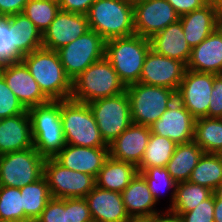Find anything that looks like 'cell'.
I'll return each instance as SVG.
<instances>
[{"mask_svg":"<svg viewBox=\"0 0 222 222\" xmlns=\"http://www.w3.org/2000/svg\"><path fill=\"white\" fill-rule=\"evenodd\" d=\"M208 117L222 118V74H214Z\"/></svg>","mask_w":222,"mask_h":222,"instance_id":"obj_42","label":"cell"},{"mask_svg":"<svg viewBox=\"0 0 222 222\" xmlns=\"http://www.w3.org/2000/svg\"><path fill=\"white\" fill-rule=\"evenodd\" d=\"M206 1H207V3L216 4L222 8V0H206Z\"/></svg>","mask_w":222,"mask_h":222,"instance_id":"obj_50","label":"cell"},{"mask_svg":"<svg viewBox=\"0 0 222 222\" xmlns=\"http://www.w3.org/2000/svg\"><path fill=\"white\" fill-rule=\"evenodd\" d=\"M214 201H222V182L214 189Z\"/></svg>","mask_w":222,"mask_h":222,"instance_id":"obj_48","label":"cell"},{"mask_svg":"<svg viewBox=\"0 0 222 222\" xmlns=\"http://www.w3.org/2000/svg\"><path fill=\"white\" fill-rule=\"evenodd\" d=\"M86 16L89 28L105 41L135 34L133 5L121 0H96Z\"/></svg>","mask_w":222,"mask_h":222,"instance_id":"obj_5","label":"cell"},{"mask_svg":"<svg viewBox=\"0 0 222 222\" xmlns=\"http://www.w3.org/2000/svg\"><path fill=\"white\" fill-rule=\"evenodd\" d=\"M150 48V39L136 34L105 41V57L125 87L139 83L144 59Z\"/></svg>","mask_w":222,"mask_h":222,"instance_id":"obj_2","label":"cell"},{"mask_svg":"<svg viewBox=\"0 0 222 222\" xmlns=\"http://www.w3.org/2000/svg\"><path fill=\"white\" fill-rule=\"evenodd\" d=\"M14 30L9 23V17H0V65L22 59V56L15 50Z\"/></svg>","mask_w":222,"mask_h":222,"instance_id":"obj_37","label":"cell"},{"mask_svg":"<svg viewBox=\"0 0 222 222\" xmlns=\"http://www.w3.org/2000/svg\"><path fill=\"white\" fill-rule=\"evenodd\" d=\"M203 154L202 148L193 140L177 144L166 166L173 180L176 183L188 181Z\"/></svg>","mask_w":222,"mask_h":222,"instance_id":"obj_27","label":"cell"},{"mask_svg":"<svg viewBox=\"0 0 222 222\" xmlns=\"http://www.w3.org/2000/svg\"><path fill=\"white\" fill-rule=\"evenodd\" d=\"M20 188L0 186V220L2 222L25 221Z\"/></svg>","mask_w":222,"mask_h":222,"instance_id":"obj_35","label":"cell"},{"mask_svg":"<svg viewBox=\"0 0 222 222\" xmlns=\"http://www.w3.org/2000/svg\"><path fill=\"white\" fill-rule=\"evenodd\" d=\"M214 222H222V201H214Z\"/></svg>","mask_w":222,"mask_h":222,"instance_id":"obj_47","label":"cell"},{"mask_svg":"<svg viewBox=\"0 0 222 222\" xmlns=\"http://www.w3.org/2000/svg\"><path fill=\"white\" fill-rule=\"evenodd\" d=\"M176 146L169 138L151 133L142 161L137 166L138 171L156 166L166 167Z\"/></svg>","mask_w":222,"mask_h":222,"instance_id":"obj_33","label":"cell"},{"mask_svg":"<svg viewBox=\"0 0 222 222\" xmlns=\"http://www.w3.org/2000/svg\"><path fill=\"white\" fill-rule=\"evenodd\" d=\"M88 105L107 145L133 123L126 90L114 96L96 99Z\"/></svg>","mask_w":222,"mask_h":222,"instance_id":"obj_8","label":"cell"},{"mask_svg":"<svg viewBox=\"0 0 222 222\" xmlns=\"http://www.w3.org/2000/svg\"><path fill=\"white\" fill-rule=\"evenodd\" d=\"M186 69L222 74V25L191 50Z\"/></svg>","mask_w":222,"mask_h":222,"instance_id":"obj_23","label":"cell"},{"mask_svg":"<svg viewBox=\"0 0 222 222\" xmlns=\"http://www.w3.org/2000/svg\"><path fill=\"white\" fill-rule=\"evenodd\" d=\"M125 210L131 220L148 219L159 213L147 182L138 172L129 185L121 192Z\"/></svg>","mask_w":222,"mask_h":222,"instance_id":"obj_24","label":"cell"},{"mask_svg":"<svg viewBox=\"0 0 222 222\" xmlns=\"http://www.w3.org/2000/svg\"><path fill=\"white\" fill-rule=\"evenodd\" d=\"M213 73L186 69L176 92V98L195 118L208 117L213 87Z\"/></svg>","mask_w":222,"mask_h":222,"instance_id":"obj_12","label":"cell"},{"mask_svg":"<svg viewBox=\"0 0 222 222\" xmlns=\"http://www.w3.org/2000/svg\"><path fill=\"white\" fill-rule=\"evenodd\" d=\"M26 111L16 95L0 74V119L22 114Z\"/></svg>","mask_w":222,"mask_h":222,"instance_id":"obj_38","label":"cell"},{"mask_svg":"<svg viewBox=\"0 0 222 222\" xmlns=\"http://www.w3.org/2000/svg\"><path fill=\"white\" fill-rule=\"evenodd\" d=\"M59 11L58 0H28L23 13L43 34Z\"/></svg>","mask_w":222,"mask_h":222,"instance_id":"obj_34","label":"cell"},{"mask_svg":"<svg viewBox=\"0 0 222 222\" xmlns=\"http://www.w3.org/2000/svg\"><path fill=\"white\" fill-rule=\"evenodd\" d=\"M147 222H183L180 215L173 213L170 210L159 212L145 219Z\"/></svg>","mask_w":222,"mask_h":222,"instance_id":"obj_46","label":"cell"},{"mask_svg":"<svg viewBox=\"0 0 222 222\" xmlns=\"http://www.w3.org/2000/svg\"><path fill=\"white\" fill-rule=\"evenodd\" d=\"M185 71L183 62L158 54L150 48L144 59L139 83L162 86L177 92Z\"/></svg>","mask_w":222,"mask_h":222,"instance_id":"obj_15","label":"cell"},{"mask_svg":"<svg viewBox=\"0 0 222 222\" xmlns=\"http://www.w3.org/2000/svg\"><path fill=\"white\" fill-rule=\"evenodd\" d=\"M132 122L150 127L176 99V91L142 83L126 87Z\"/></svg>","mask_w":222,"mask_h":222,"instance_id":"obj_7","label":"cell"},{"mask_svg":"<svg viewBox=\"0 0 222 222\" xmlns=\"http://www.w3.org/2000/svg\"><path fill=\"white\" fill-rule=\"evenodd\" d=\"M204 153H222V118L201 117L195 119L194 139Z\"/></svg>","mask_w":222,"mask_h":222,"instance_id":"obj_29","label":"cell"},{"mask_svg":"<svg viewBox=\"0 0 222 222\" xmlns=\"http://www.w3.org/2000/svg\"><path fill=\"white\" fill-rule=\"evenodd\" d=\"M121 1L134 6L135 4H138V3L142 2L143 0H121Z\"/></svg>","mask_w":222,"mask_h":222,"instance_id":"obj_49","label":"cell"},{"mask_svg":"<svg viewBox=\"0 0 222 222\" xmlns=\"http://www.w3.org/2000/svg\"><path fill=\"white\" fill-rule=\"evenodd\" d=\"M45 159L34 147L0 155V186L21 188L43 177Z\"/></svg>","mask_w":222,"mask_h":222,"instance_id":"obj_9","label":"cell"},{"mask_svg":"<svg viewBox=\"0 0 222 222\" xmlns=\"http://www.w3.org/2000/svg\"><path fill=\"white\" fill-rule=\"evenodd\" d=\"M33 147L31 121L24 113L0 119V155Z\"/></svg>","mask_w":222,"mask_h":222,"instance_id":"obj_22","label":"cell"},{"mask_svg":"<svg viewBox=\"0 0 222 222\" xmlns=\"http://www.w3.org/2000/svg\"><path fill=\"white\" fill-rule=\"evenodd\" d=\"M180 217L183 222H214V194Z\"/></svg>","mask_w":222,"mask_h":222,"instance_id":"obj_40","label":"cell"},{"mask_svg":"<svg viewBox=\"0 0 222 222\" xmlns=\"http://www.w3.org/2000/svg\"><path fill=\"white\" fill-rule=\"evenodd\" d=\"M37 222H65V199L51 198Z\"/></svg>","mask_w":222,"mask_h":222,"instance_id":"obj_41","label":"cell"},{"mask_svg":"<svg viewBox=\"0 0 222 222\" xmlns=\"http://www.w3.org/2000/svg\"><path fill=\"white\" fill-rule=\"evenodd\" d=\"M135 34L150 39L168 25L179 20V15L167 0H143L133 6Z\"/></svg>","mask_w":222,"mask_h":222,"instance_id":"obj_13","label":"cell"},{"mask_svg":"<svg viewBox=\"0 0 222 222\" xmlns=\"http://www.w3.org/2000/svg\"><path fill=\"white\" fill-rule=\"evenodd\" d=\"M194 123L195 118L176 98L150 129L152 134L181 144L194 139Z\"/></svg>","mask_w":222,"mask_h":222,"instance_id":"obj_17","label":"cell"},{"mask_svg":"<svg viewBox=\"0 0 222 222\" xmlns=\"http://www.w3.org/2000/svg\"><path fill=\"white\" fill-rule=\"evenodd\" d=\"M212 194L211 189L190 181L176 183L174 202L168 210L181 215L193 210Z\"/></svg>","mask_w":222,"mask_h":222,"instance_id":"obj_30","label":"cell"},{"mask_svg":"<svg viewBox=\"0 0 222 222\" xmlns=\"http://www.w3.org/2000/svg\"><path fill=\"white\" fill-rule=\"evenodd\" d=\"M0 74L26 110L50 101L22 60L0 65Z\"/></svg>","mask_w":222,"mask_h":222,"instance_id":"obj_14","label":"cell"},{"mask_svg":"<svg viewBox=\"0 0 222 222\" xmlns=\"http://www.w3.org/2000/svg\"><path fill=\"white\" fill-rule=\"evenodd\" d=\"M9 23L15 29V50L22 57L42 47V33L24 13L9 16Z\"/></svg>","mask_w":222,"mask_h":222,"instance_id":"obj_28","label":"cell"},{"mask_svg":"<svg viewBox=\"0 0 222 222\" xmlns=\"http://www.w3.org/2000/svg\"><path fill=\"white\" fill-rule=\"evenodd\" d=\"M129 222H147L145 219L130 220Z\"/></svg>","mask_w":222,"mask_h":222,"instance_id":"obj_51","label":"cell"},{"mask_svg":"<svg viewBox=\"0 0 222 222\" xmlns=\"http://www.w3.org/2000/svg\"><path fill=\"white\" fill-rule=\"evenodd\" d=\"M185 39L191 49L199 45L220 25H222V8L213 3L179 17Z\"/></svg>","mask_w":222,"mask_h":222,"instance_id":"obj_18","label":"cell"},{"mask_svg":"<svg viewBox=\"0 0 222 222\" xmlns=\"http://www.w3.org/2000/svg\"><path fill=\"white\" fill-rule=\"evenodd\" d=\"M50 101L70 99L72 81L67 76L58 53L41 47L21 59Z\"/></svg>","mask_w":222,"mask_h":222,"instance_id":"obj_1","label":"cell"},{"mask_svg":"<svg viewBox=\"0 0 222 222\" xmlns=\"http://www.w3.org/2000/svg\"><path fill=\"white\" fill-rule=\"evenodd\" d=\"M137 166L119 161L110 156L105 160L96 179V186L101 189L122 192L137 175Z\"/></svg>","mask_w":222,"mask_h":222,"instance_id":"obj_26","label":"cell"},{"mask_svg":"<svg viewBox=\"0 0 222 222\" xmlns=\"http://www.w3.org/2000/svg\"><path fill=\"white\" fill-rule=\"evenodd\" d=\"M188 181L214 191L222 182V154L204 153Z\"/></svg>","mask_w":222,"mask_h":222,"instance_id":"obj_31","label":"cell"},{"mask_svg":"<svg viewBox=\"0 0 222 222\" xmlns=\"http://www.w3.org/2000/svg\"><path fill=\"white\" fill-rule=\"evenodd\" d=\"M93 222H129L122 194L95 186L85 197Z\"/></svg>","mask_w":222,"mask_h":222,"instance_id":"obj_21","label":"cell"},{"mask_svg":"<svg viewBox=\"0 0 222 222\" xmlns=\"http://www.w3.org/2000/svg\"><path fill=\"white\" fill-rule=\"evenodd\" d=\"M56 52L67 76L73 81L88 66L105 56V40L90 29Z\"/></svg>","mask_w":222,"mask_h":222,"instance_id":"obj_10","label":"cell"},{"mask_svg":"<svg viewBox=\"0 0 222 222\" xmlns=\"http://www.w3.org/2000/svg\"><path fill=\"white\" fill-rule=\"evenodd\" d=\"M27 111L31 121L33 147L44 158H54L66 145L60 101H49Z\"/></svg>","mask_w":222,"mask_h":222,"instance_id":"obj_3","label":"cell"},{"mask_svg":"<svg viewBox=\"0 0 222 222\" xmlns=\"http://www.w3.org/2000/svg\"><path fill=\"white\" fill-rule=\"evenodd\" d=\"M18 222H37V220L36 219H28L25 221H18Z\"/></svg>","mask_w":222,"mask_h":222,"instance_id":"obj_52","label":"cell"},{"mask_svg":"<svg viewBox=\"0 0 222 222\" xmlns=\"http://www.w3.org/2000/svg\"><path fill=\"white\" fill-rule=\"evenodd\" d=\"M125 90V85L120 81L115 69L104 56L88 66L72 81L70 99L89 103L96 99L123 93Z\"/></svg>","mask_w":222,"mask_h":222,"instance_id":"obj_4","label":"cell"},{"mask_svg":"<svg viewBox=\"0 0 222 222\" xmlns=\"http://www.w3.org/2000/svg\"><path fill=\"white\" fill-rule=\"evenodd\" d=\"M108 157L109 148L66 144L54 159L67 169L87 173L96 178Z\"/></svg>","mask_w":222,"mask_h":222,"instance_id":"obj_20","label":"cell"},{"mask_svg":"<svg viewBox=\"0 0 222 222\" xmlns=\"http://www.w3.org/2000/svg\"><path fill=\"white\" fill-rule=\"evenodd\" d=\"M176 13L181 16L199 9L207 4L206 0H167Z\"/></svg>","mask_w":222,"mask_h":222,"instance_id":"obj_44","label":"cell"},{"mask_svg":"<svg viewBox=\"0 0 222 222\" xmlns=\"http://www.w3.org/2000/svg\"><path fill=\"white\" fill-rule=\"evenodd\" d=\"M65 222H93L85 198H65Z\"/></svg>","mask_w":222,"mask_h":222,"instance_id":"obj_39","label":"cell"},{"mask_svg":"<svg viewBox=\"0 0 222 222\" xmlns=\"http://www.w3.org/2000/svg\"><path fill=\"white\" fill-rule=\"evenodd\" d=\"M24 214L29 219H37L52 198L46 178L20 188Z\"/></svg>","mask_w":222,"mask_h":222,"instance_id":"obj_32","label":"cell"},{"mask_svg":"<svg viewBox=\"0 0 222 222\" xmlns=\"http://www.w3.org/2000/svg\"><path fill=\"white\" fill-rule=\"evenodd\" d=\"M60 113L66 144L109 148L101 137L88 103H81L72 99L61 100Z\"/></svg>","mask_w":222,"mask_h":222,"instance_id":"obj_6","label":"cell"},{"mask_svg":"<svg viewBox=\"0 0 222 222\" xmlns=\"http://www.w3.org/2000/svg\"><path fill=\"white\" fill-rule=\"evenodd\" d=\"M28 0H0V17H9L23 13Z\"/></svg>","mask_w":222,"mask_h":222,"instance_id":"obj_45","label":"cell"},{"mask_svg":"<svg viewBox=\"0 0 222 222\" xmlns=\"http://www.w3.org/2000/svg\"><path fill=\"white\" fill-rule=\"evenodd\" d=\"M89 30L85 14L60 10L42 34V47L57 51Z\"/></svg>","mask_w":222,"mask_h":222,"instance_id":"obj_16","label":"cell"},{"mask_svg":"<svg viewBox=\"0 0 222 222\" xmlns=\"http://www.w3.org/2000/svg\"><path fill=\"white\" fill-rule=\"evenodd\" d=\"M145 179L150 189V192L155 199L156 203L159 201L160 192H164V190L172 189L171 191V203L170 207L174 202L176 182L173 180L171 175L169 174L166 167H151L146 168L144 171H138Z\"/></svg>","mask_w":222,"mask_h":222,"instance_id":"obj_36","label":"cell"},{"mask_svg":"<svg viewBox=\"0 0 222 222\" xmlns=\"http://www.w3.org/2000/svg\"><path fill=\"white\" fill-rule=\"evenodd\" d=\"M151 49L158 54L188 63L191 47L185 39L181 22L168 25L165 29L150 38Z\"/></svg>","mask_w":222,"mask_h":222,"instance_id":"obj_25","label":"cell"},{"mask_svg":"<svg viewBox=\"0 0 222 222\" xmlns=\"http://www.w3.org/2000/svg\"><path fill=\"white\" fill-rule=\"evenodd\" d=\"M95 1L96 0H58V4L60 10L86 15Z\"/></svg>","mask_w":222,"mask_h":222,"instance_id":"obj_43","label":"cell"},{"mask_svg":"<svg viewBox=\"0 0 222 222\" xmlns=\"http://www.w3.org/2000/svg\"><path fill=\"white\" fill-rule=\"evenodd\" d=\"M151 129L132 123L109 146V156L138 166L144 156Z\"/></svg>","mask_w":222,"mask_h":222,"instance_id":"obj_19","label":"cell"},{"mask_svg":"<svg viewBox=\"0 0 222 222\" xmlns=\"http://www.w3.org/2000/svg\"><path fill=\"white\" fill-rule=\"evenodd\" d=\"M52 198H85L96 186V179L87 173H81L63 167L54 158H46L44 175Z\"/></svg>","mask_w":222,"mask_h":222,"instance_id":"obj_11","label":"cell"}]
</instances>
